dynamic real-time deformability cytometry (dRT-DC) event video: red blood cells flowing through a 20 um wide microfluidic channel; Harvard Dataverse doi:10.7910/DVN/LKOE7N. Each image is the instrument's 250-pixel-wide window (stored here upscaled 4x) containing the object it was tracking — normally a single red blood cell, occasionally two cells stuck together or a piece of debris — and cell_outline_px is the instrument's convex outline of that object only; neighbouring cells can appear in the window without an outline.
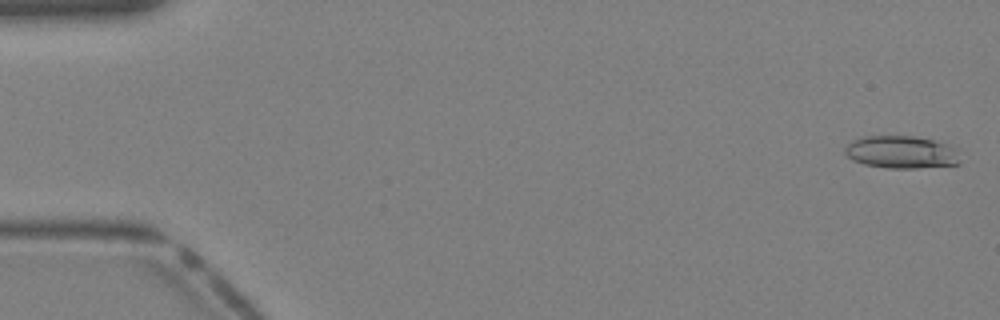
{"species": "Egyptian fruit bat (a non-hibernating species)", "species_latin": "Rousettus aegyptiacus", "temperature_condition": "warm", "stored_images_in_passage": 40, "camera_frame_rate_fps": 3000, "um_per_image_px": 0.085, "animal": {"sex": "female"}, "frame": {"image": 1, "passage_image": 1, "time_ms": 0.0, "image_size_px": [1000, 320], "cell_outline_px": [[960, 164], [916, 168], [884, 168], [864, 164], [852, 160], [844, 152], [844, 148], [852, 140], [864, 136], [912, 136], [932, 140], [948, 144], [960, 148]], "centroid_in_image_um": [76.66, 12.93], "position_along_channel_um": 8.3, "area_um2": 22.2}}
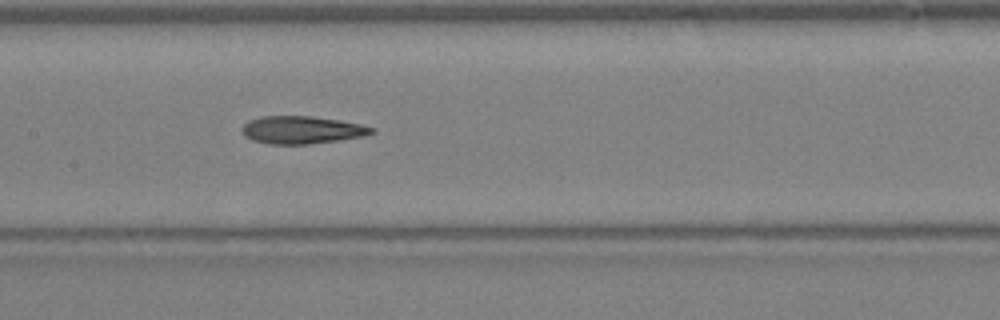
{"frame": {"image": 2, "passage_image": 20, "time_ms": 6.333, "image_size_px": [1000, 320], "cell_outline_px": [[376, 132], [364, 136], [308, 144], [268, 144], [252, 140], [244, 136], [240, 128], [248, 120], [260, 116], [308, 116], [340, 120], [360, 124], [376, 128]], "centroid_in_image_um": [25.63, 11.04], "position_along_channel_um": 181.8, "area_um2": 20.98}}
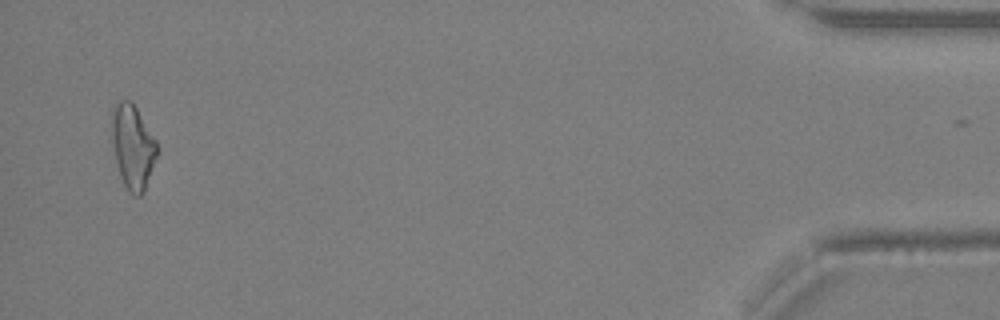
{"frame": {"image": 3, "passage_image": 39, "time_ms": 12.667, "image_size_px": [1000, 320], "cell_outline_px": [[160, 152], [144, 192], [140, 196], [132, 196], [128, 192], [120, 176], [112, 144], [112, 108], [120, 100], [132, 100], [156, 140]], "centroid_in_image_um": [11.32, 12.5], "position_along_channel_um": 423.9, "area_um2": 22.6}}